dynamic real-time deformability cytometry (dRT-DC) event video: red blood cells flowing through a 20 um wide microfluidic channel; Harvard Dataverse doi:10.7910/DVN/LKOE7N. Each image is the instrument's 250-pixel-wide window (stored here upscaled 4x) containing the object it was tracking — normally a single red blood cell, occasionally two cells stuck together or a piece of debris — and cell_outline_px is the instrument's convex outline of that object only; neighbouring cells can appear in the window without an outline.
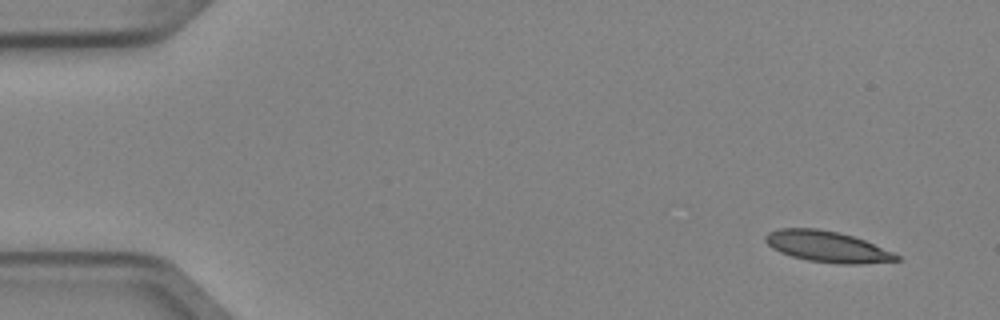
{"species": "Egyptian fruit bat (a non-hibernating species)", "species_latin": "Rousettus aegyptiacus", "temperature_condition": "cold", "stored_images_in_passage": 4, "camera_frame_rate_fps": 3000, "um_per_image_px": 0.085, "animal": {"sex": "female"}, "frame": {"image": 1, "passage_image": 1, "time_ms": 0.0, "image_size_px": [1000, 320], "cell_outline_px": [[900, 260], [860, 264], [840, 264], [808, 260], [792, 256], [780, 252], [772, 248], [764, 240], [764, 236], [768, 232], [776, 228], [816, 228], [840, 232], [864, 240], [892, 252], [900, 256]], "centroid_in_image_um": [70.27, 20.95], "position_along_channel_um": 14.7, "area_um2": 23.64}}
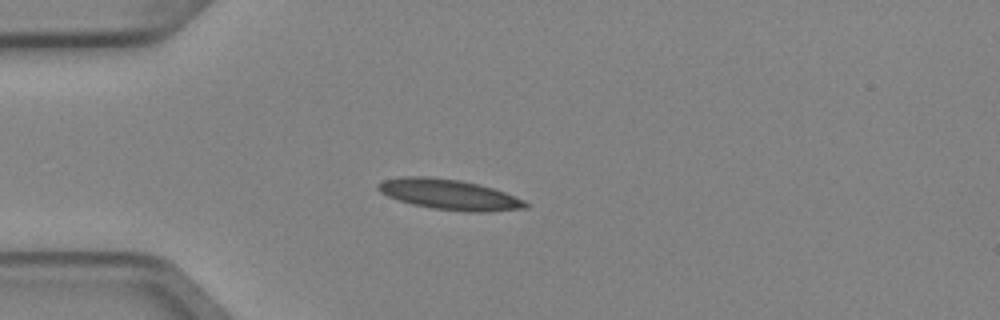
{"frame": {"image": 2, "passage_image": 3, "time_ms": 0.667, "image_size_px": [1000, 320], "cell_outline_px": [[528, 208], [484, 212], [468, 212], [432, 208], [412, 204], [388, 196], [380, 192], [376, 188], [376, 184], [384, 180], [400, 176], [428, 176], [460, 180], [480, 184], [504, 192], [524, 200], [528, 204]], "centroid_in_image_um": [38.17, 16.52], "position_along_channel_um": 46.8, "area_um2": 26.13}}